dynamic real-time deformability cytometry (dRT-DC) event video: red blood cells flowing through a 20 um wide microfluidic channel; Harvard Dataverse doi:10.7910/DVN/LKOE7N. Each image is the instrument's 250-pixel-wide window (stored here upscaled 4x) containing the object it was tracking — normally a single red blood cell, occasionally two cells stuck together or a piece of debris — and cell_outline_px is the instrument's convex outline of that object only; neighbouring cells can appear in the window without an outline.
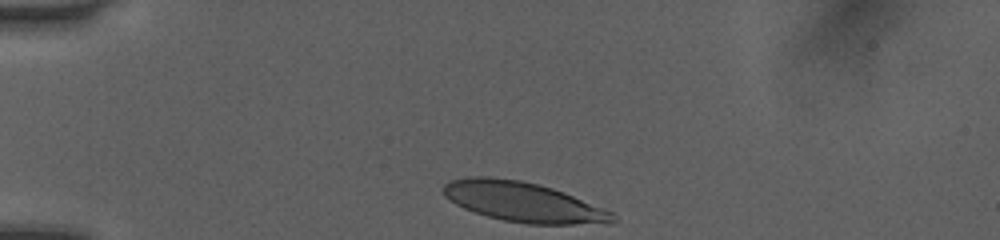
{"species": "human", "species_latin": "Homo sapiens", "temperature_condition": "room temperature", "stored_images_in_passage": 24, "camera_frame_rate_fps": 3000, "um_per_image_px": 0.085, "donor": {"sex": "female"}, "frame": {"image": 1, "passage_image": 1, "time_ms": 0.0, "image_size_px": [1000, 240], "cell_outline_px": [[616, 220], [608, 224], [528, 224], [504, 220], [488, 216], [464, 208], [456, 204], [444, 196], [444, 184], [452, 180], [472, 176], [488, 176], [520, 180], [552, 188], [564, 192], [612, 212]], "centroid_in_image_um": [44.48, 17.17], "position_along_channel_um": 40.5, "area_um2": 38.96}}
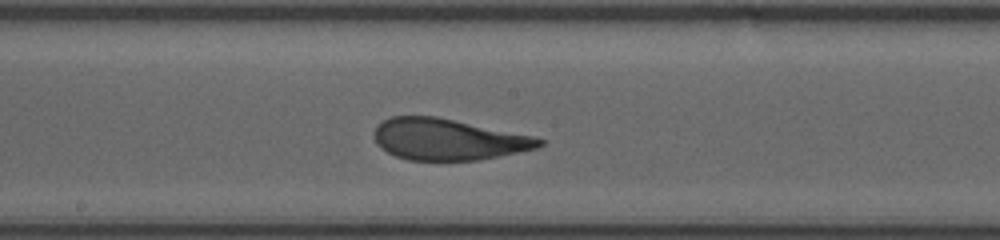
{"frame": {"image": 2, "passage_image": 14, "time_ms": 4.333, "image_size_px": [1000, 240], "cell_outline_px": [[544, 144], [536, 148], [480, 160], [408, 160], [396, 156], [380, 148], [376, 144], [376, 124], [392, 116], [436, 116], [532, 136], [544, 140]], "centroid_in_image_um": [38.06, 11.85], "position_along_channel_um": 210.1, "area_um2": 39.36}}
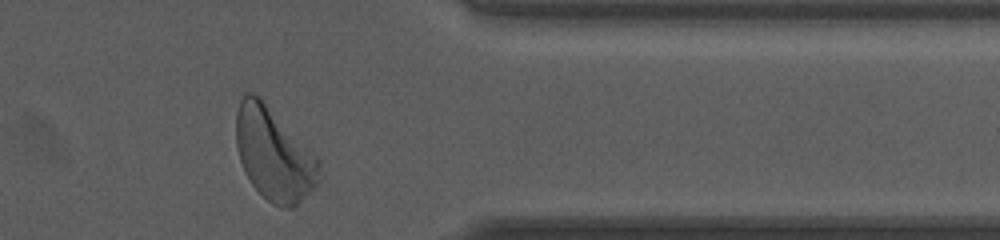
{"frame": {"image": 3, "passage_image": 24, "time_ms": 7.667, "image_size_px": [1000, 240], "cell_outline_px": [[320, 180], [316, 188], [292, 208], [280, 208], [272, 204], [252, 184], [244, 172], [236, 148], [236, 112], [240, 100], [244, 92], [252, 92], [260, 96], [320, 160]], "centroid_in_image_um": [23.28, 13.11], "position_along_channel_um": 388.1, "area_um2": 45.08}, "authors_computed_cell_mechanics": {"area_um2": 40.0843, "velocity_mm_per_s": 4.1266, "shape_relaxation_time_tau1_ms": 2.5529, "shape_relaxation_time_tau2_ms": 0.7659, "deformation_change_tau1": 0.1583, "deformation_change_tau2": 0.0808}}